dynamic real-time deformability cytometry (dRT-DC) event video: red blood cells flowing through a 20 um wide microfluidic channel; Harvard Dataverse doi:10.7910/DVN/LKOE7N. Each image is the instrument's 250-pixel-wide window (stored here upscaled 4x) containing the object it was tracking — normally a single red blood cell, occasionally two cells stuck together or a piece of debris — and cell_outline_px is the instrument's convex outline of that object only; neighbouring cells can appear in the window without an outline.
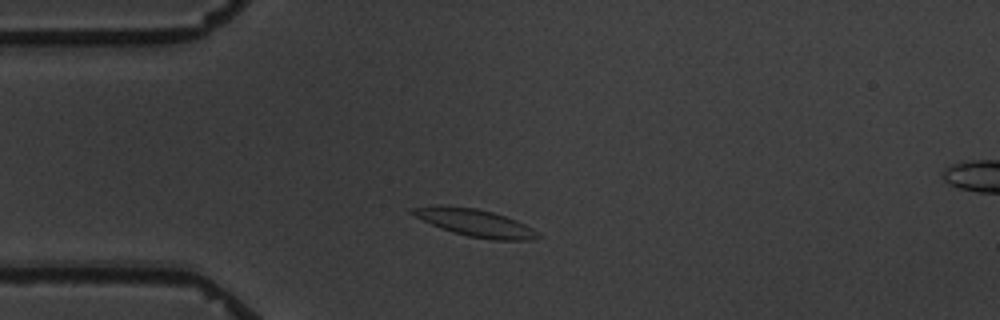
{"species": "common noctule bat (a hibernating species)", "species_latin": "Nyctalus noctula", "temperature_condition": "warm", "stored_images_in_passage": 8, "camera_frame_rate_fps": 3000, "um_per_image_px": 0.085, "animal": {"sex": "male", "body_mass_g": 19.5, "forearm_length_mm": 54.6}, "frame": {"image": 1, "passage_image": 1, "time_ms": 0.0, "image_size_px": [1000, 320], "cell_outline_px": [[544, 236], [528, 240], [492, 240], [468, 236], [452, 232], [440, 228], [408, 212], [408, 208], [440, 204], [476, 208], [492, 212], [516, 220], [532, 228]], "centroid_in_image_um": [40.36, 18.93], "position_along_channel_um": 44.6, "area_um2": 20.11}}
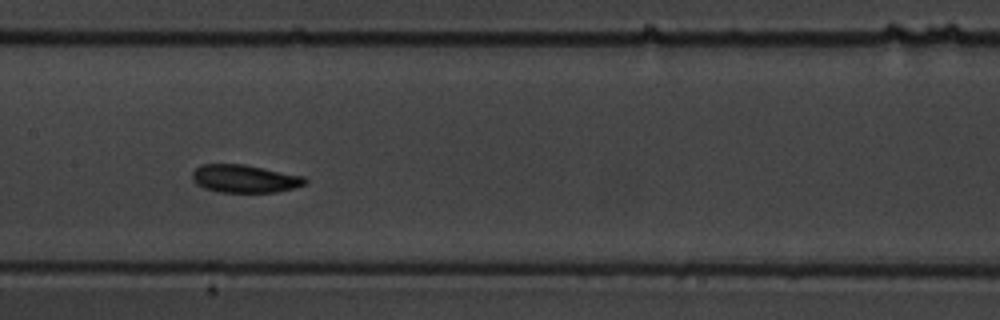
{"frame": {"image": 2, "passage_image": 5, "time_ms": 4.667, "image_size_px": [1000, 320], "cell_outline_px": [[308, 180], [304, 184], [292, 188], [276, 192], [220, 192], [204, 188], [196, 184], [192, 180], [192, 172], [200, 164], [244, 164], [304, 176]], "centroid_in_image_um": [20.76, 15.18], "position_along_channel_um": 186.6, "area_um2": 18.32}}
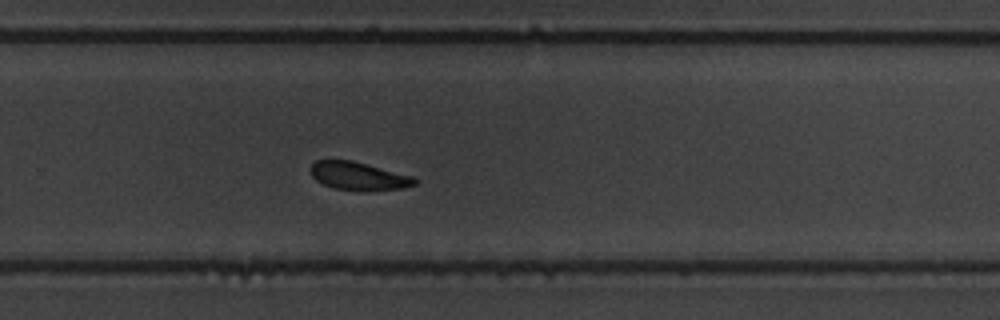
{"frame": {"image": 3, "passage_image": 8, "time_ms": 8.0, "image_size_px": [1000, 320], "cell_outline_px": [[420, 180], [416, 184], [404, 188], [364, 192], [360, 192], [332, 188], [316, 180], [312, 176], [308, 168], [316, 160], [352, 160], [412, 176]], "centroid_in_image_um": [30.48, 14.99], "position_along_channel_um": 299.3, "area_um2": 17.46}}